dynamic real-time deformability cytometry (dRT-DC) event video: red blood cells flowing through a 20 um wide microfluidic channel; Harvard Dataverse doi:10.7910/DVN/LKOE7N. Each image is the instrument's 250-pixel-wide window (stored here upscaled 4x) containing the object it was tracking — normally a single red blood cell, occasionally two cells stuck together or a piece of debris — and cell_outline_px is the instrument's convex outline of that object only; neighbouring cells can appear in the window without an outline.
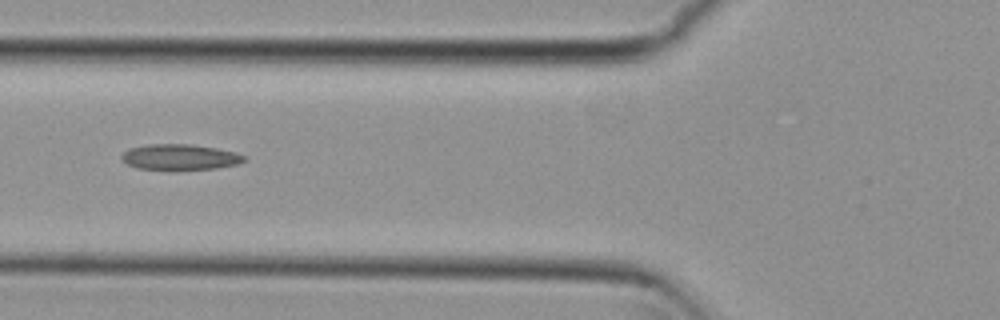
{"species": "common noctule bat (a hibernating species)", "species_latin": "Nyctalus noctula", "temperature_condition": "cold", "stored_images_in_passage": 5, "camera_frame_rate_fps": 3000, "um_per_image_px": 0.085, "animal": {"sex": "female", "body_mass_g": 29.2, "forearm_length_mm": 56.3}, "frame": {"image": 1, "passage_image": 2, "time_ms": 0.333, "image_size_px": [1000, 320], "cell_outline_px": [[248, 160], [236, 164], [216, 168], [172, 172], [136, 168], [128, 164], [120, 156], [124, 152], [132, 148], [148, 144], [192, 144], [216, 148], [236, 152], [244, 156]], "centroid_in_image_um": [15.3, 13.39], "position_along_channel_um": 110.5, "area_um2": 18.9}}
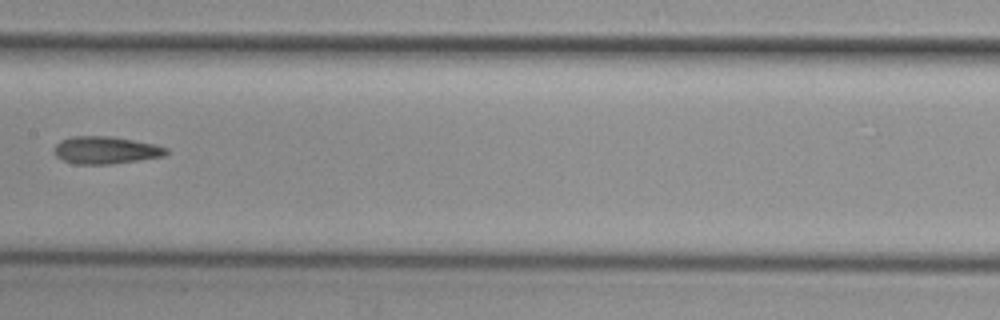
{"frame": {"image": 2, "passage_image": 4, "time_ms": 1.0, "image_size_px": [1000, 320], "cell_outline_px": [[168, 152], [164, 156], [108, 164], [76, 164], [64, 160], [56, 156], [52, 152], [56, 144], [60, 140], [72, 136], [112, 136], [156, 144], [168, 148]], "centroid_in_image_um": [8.97, 12.75], "position_along_channel_um": 198.4, "area_um2": 17.92}}
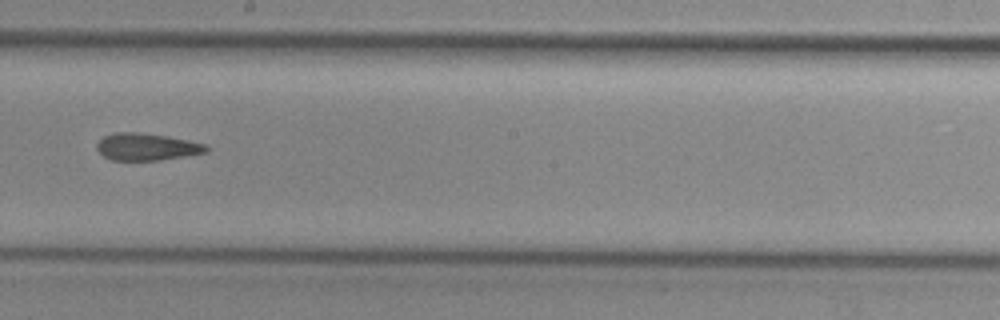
{"frame": {"image": 3, "passage_image": 5, "time_ms": 1.333, "image_size_px": [1000, 320], "cell_outline_px": [[208, 152], [160, 160], [112, 160], [104, 156], [96, 148], [96, 144], [104, 136], [116, 132], [140, 132], [168, 136], [188, 140], [204, 144], [208, 148]], "centroid_in_image_um": [12.46, 12.47], "position_along_channel_um": 235.7, "area_um2": 17.22}}